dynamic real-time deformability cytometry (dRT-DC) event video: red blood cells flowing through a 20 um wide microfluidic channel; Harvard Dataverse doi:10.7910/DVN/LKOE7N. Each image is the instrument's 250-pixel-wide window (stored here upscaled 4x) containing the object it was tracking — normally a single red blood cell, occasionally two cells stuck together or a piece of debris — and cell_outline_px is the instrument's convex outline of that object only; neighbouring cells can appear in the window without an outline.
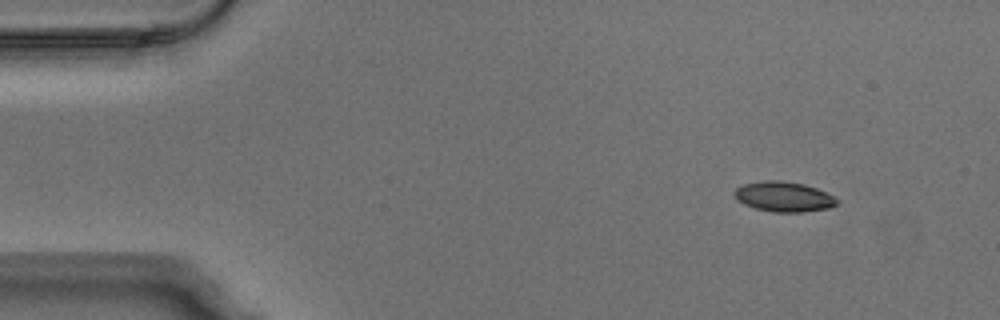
{"species": "Egyptian fruit bat (a non-hibernating species)", "species_latin": "Rousettus aegyptiacus", "temperature_condition": "warm", "stored_images_in_passage": 10, "camera_frame_rate_fps": 3000, "um_per_image_px": 0.085, "animal": {"sex": "male"}, "frame": {"image": 1, "passage_image": 1, "time_ms": 0.0, "image_size_px": [1000, 320], "cell_outline_px": [[840, 200], [836, 204], [828, 208], [804, 212], [772, 212], [756, 208], [744, 204], [736, 200], [732, 196], [732, 192], [736, 188], [744, 184], [764, 180], [780, 180], [804, 184], [816, 188]], "centroid_in_image_um": [66.57, 16.72], "position_along_channel_um": 18.4, "area_um2": 18.03}}
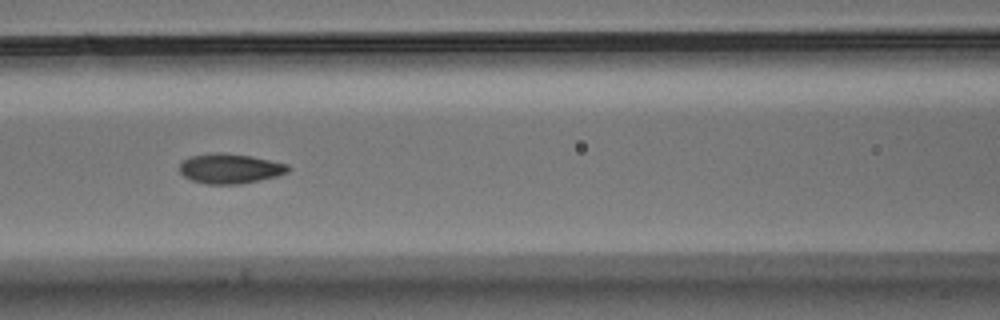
{"frame": {"image": 2, "passage_image": 6, "time_ms": 1.667, "image_size_px": [1000, 320], "cell_outline_px": [[288, 172], [276, 176], [260, 180], [240, 184], [204, 184], [192, 180], [184, 176], [180, 172], [180, 164], [188, 156], [208, 152], [224, 152], [252, 156], [288, 164]], "centroid_in_image_um": [19.52, 14.31], "position_along_channel_um": 147.1, "area_um2": 19.07}}
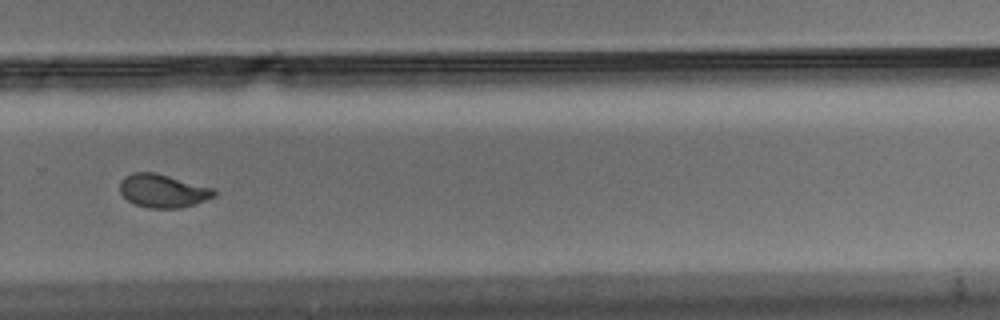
{"frame": {"image": 3, "passage_image": 10, "time_ms": 3.0, "image_size_px": [1000, 320], "cell_outline_px": [[216, 196], [196, 204], [180, 208], [148, 208], [136, 204], [128, 200], [120, 192], [120, 180], [124, 176], [132, 172], [156, 172], [212, 188], [216, 192]], "centroid_in_image_um": [13.83, 16.22], "position_along_channel_um": 316.0, "area_um2": 18.32}}